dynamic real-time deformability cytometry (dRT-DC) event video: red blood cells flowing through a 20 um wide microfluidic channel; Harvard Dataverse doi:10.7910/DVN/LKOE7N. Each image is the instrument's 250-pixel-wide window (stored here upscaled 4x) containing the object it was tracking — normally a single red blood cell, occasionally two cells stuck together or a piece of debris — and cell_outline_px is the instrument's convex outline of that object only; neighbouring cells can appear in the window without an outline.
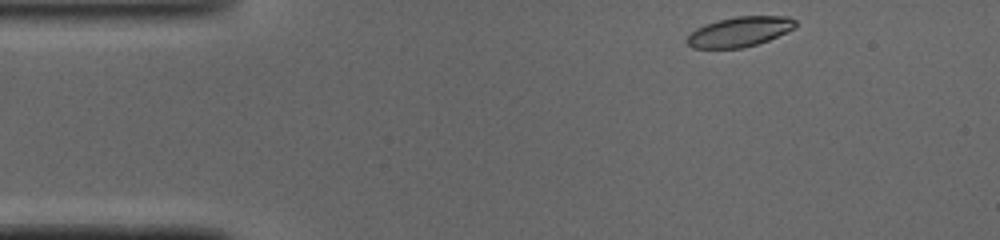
{"species": "common noctule bat (a hibernating species)", "species_latin": "Nyctalus noctula", "temperature_condition": "cold", "stored_images_in_passage": 43, "camera_frame_rate_fps": 3000, "um_per_image_px": 0.085, "animal": {"sex": "male", "body_mass_g": 19.0, "forearm_length_mm": 50.8}, "frame": {"image": 1, "passage_image": 1, "time_ms": 0.0, "image_size_px": [1000, 240], "cell_outline_px": [[796, 24], [792, 28], [768, 40], [756, 44], [740, 48], [692, 48], [684, 40], [696, 28], [704, 24], [716, 20], [736, 16], [788, 16], [796, 20]], "centroid_in_image_um": [62.81, 2.68], "position_along_channel_um": 22.2, "area_um2": 18.79}}
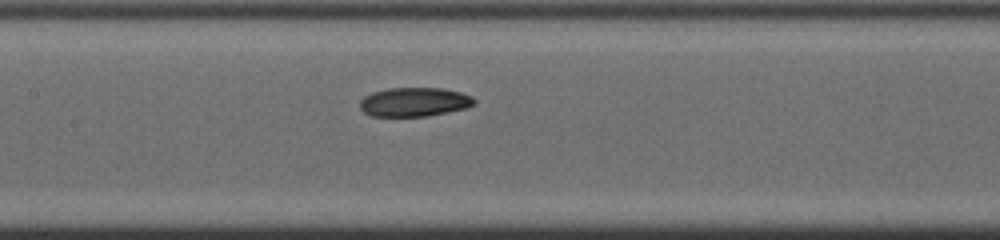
{"frame": {"image": 2, "passage_image": 17, "time_ms": 5.333, "image_size_px": [1000, 240], "cell_outline_px": [[476, 100], [468, 108], [428, 116], [372, 116], [364, 112], [360, 108], [360, 100], [364, 96], [372, 92], [388, 88], [444, 88], [460, 92], [472, 96]], "centroid_in_image_um": [35.22, 8.66], "position_along_channel_um": 172.2, "area_um2": 19.42}}
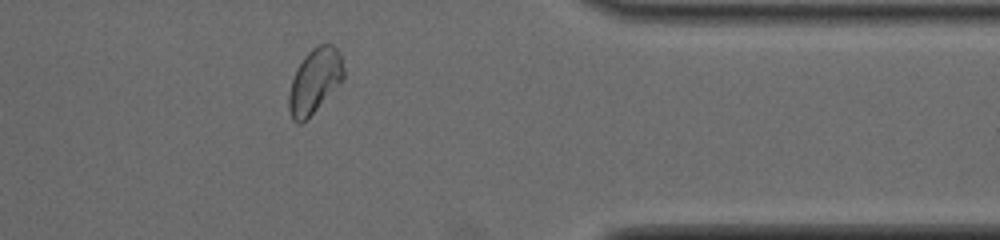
{"frame": {"image": 3, "passage_image": 34, "time_ms": 11.0, "image_size_px": [1000, 240], "cell_outline_px": [[344, 80], [300, 124], [296, 124], [292, 120], [288, 108], [288, 96], [292, 80], [296, 68], [304, 56], [312, 48], [320, 44], [332, 44], [340, 52], [344, 68]], "centroid_in_image_um": [26.75, 6.85], "position_along_channel_um": 384.7, "area_um2": 20.58}, "authors_computed_cell_mechanics": {"area_um2": 19.941, "velocity_mm_per_s": 4.0645, "shape_relaxation_time_tau1_ms": null, "shape_relaxation_time_tau2_ms": 7.3672, "deformation_change_tau1": null, "deformation_change_tau2": 0.1038}}